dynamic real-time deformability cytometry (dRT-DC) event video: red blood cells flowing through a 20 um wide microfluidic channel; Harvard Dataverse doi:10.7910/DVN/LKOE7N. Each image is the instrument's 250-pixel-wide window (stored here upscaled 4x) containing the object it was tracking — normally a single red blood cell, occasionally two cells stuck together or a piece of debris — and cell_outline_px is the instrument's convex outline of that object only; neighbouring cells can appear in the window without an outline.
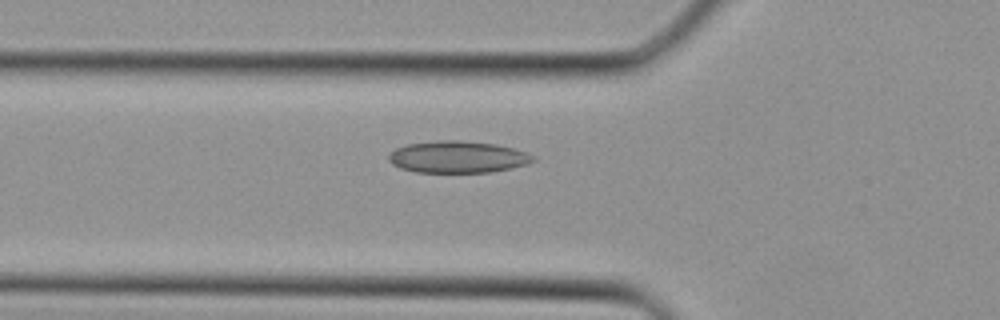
{"species": "Egyptian fruit bat (a non-hibernating species)", "species_latin": "Rousettus aegyptiacus", "temperature_condition": "cold", "stored_images_in_passage": 36, "camera_frame_rate_fps": 3000, "um_per_image_px": 0.085, "animal": {"sex": "female"}, "frame": {"image": 1, "passage_image": 13, "time_ms": 4.0, "image_size_px": [1000, 320], "cell_outline_px": [[536, 160], [528, 164], [512, 168], [492, 172], [416, 172], [400, 168], [392, 164], [388, 160], [388, 156], [396, 148], [408, 144], [440, 140], [456, 140], [496, 144], [512, 148], [536, 156]], "centroid_in_image_um": [38.92, 13.35], "position_along_channel_um": 86.9, "area_um2": 26.76}}
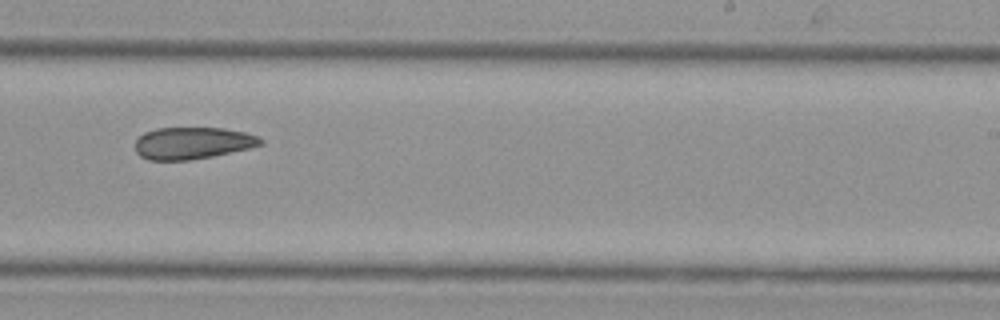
{"frame": {"image": 2, "passage_image": 23, "time_ms": 7.333, "image_size_px": [1000, 320], "cell_outline_px": [[264, 144], [248, 148], [212, 156], [188, 160], [148, 160], [140, 156], [136, 152], [136, 140], [144, 132], [156, 128], [224, 128], [244, 132], [256, 136], [264, 140]], "centroid_in_image_um": [16.35, 12.16], "position_along_channel_um": 272.7, "area_um2": 23.24}}
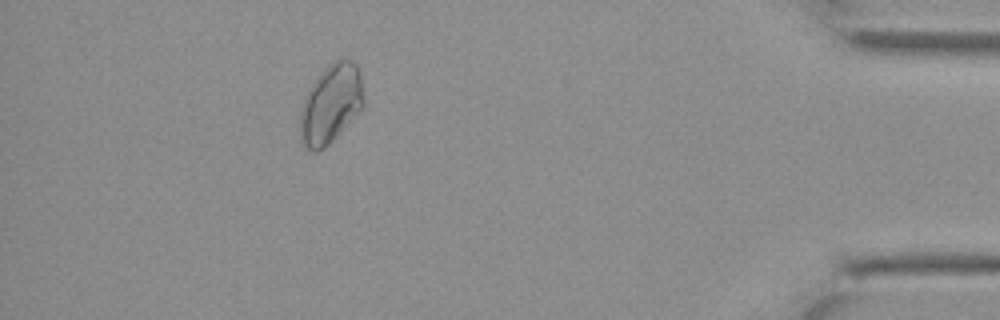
{"frame": {"image": 3, "passage_image": 33, "time_ms": 10.667, "image_size_px": [1000, 320], "cell_outline_px": [[364, 104], [336, 136], [324, 148], [316, 152], [312, 152], [304, 148], [300, 140], [300, 112], [304, 96], [312, 84], [324, 68], [332, 60], [340, 56], [352, 60], [356, 64], [360, 76], [364, 100]], "centroid_in_image_um": [28.08, 8.81], "position_along_channel_um": 407.1, "area_um2": 29.25}}